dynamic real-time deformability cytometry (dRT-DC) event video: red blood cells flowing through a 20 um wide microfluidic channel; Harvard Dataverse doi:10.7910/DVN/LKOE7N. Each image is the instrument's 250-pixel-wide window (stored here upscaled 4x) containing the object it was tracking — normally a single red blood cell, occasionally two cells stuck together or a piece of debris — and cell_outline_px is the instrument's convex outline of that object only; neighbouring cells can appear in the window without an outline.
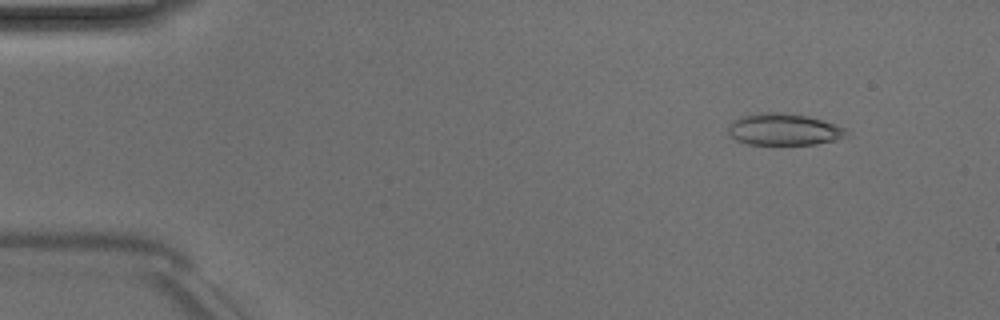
{"species": "Egyptian fruit bat (a non-hibernating species)", "species_latin": "Rousettus aegyptiacus", "temperature_condition": "room temperature", "stored_images_in_passage": 6, "camera_frame_rate_fps": 3000, "um_per_image_px": 0.085, "animal": {"sex": "male"}, "frame": {"image": 1, "passage_image": 1, "time_ms": 0.0, "image_size_px": [1000, 320], "cell_outline_px": [[848, 132], [844, 136], [836, 140], [816, 144], [748, 144], [736, 140], [728, 132], [728, 128], [732, 120], [740, 116], [756, 112], [792, 112], [824, 120], [848, 128]], "centroid_in_image_um": [66.64, 10.97], "position_along_channel_um": 18.4, "area_um2": 22.25}}